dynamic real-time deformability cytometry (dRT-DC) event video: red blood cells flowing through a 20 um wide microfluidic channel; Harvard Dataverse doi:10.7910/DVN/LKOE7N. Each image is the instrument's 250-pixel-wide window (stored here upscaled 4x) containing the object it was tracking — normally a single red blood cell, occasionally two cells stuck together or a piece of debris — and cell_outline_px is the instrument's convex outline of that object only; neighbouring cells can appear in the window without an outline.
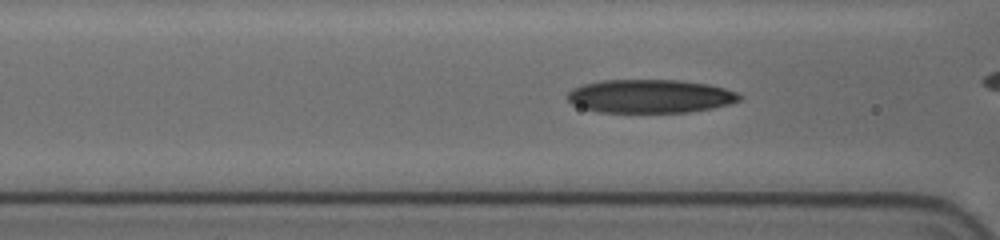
{"species": "human", "species_latin": "Homo sapiens", "temperature_condition": "cold", "stored_images_in_passage": 42, "camera_frame_rate_fps": 3000, "um_per_image_px": 0.085, "donor": {"sex": "female"}, "frame": {"image": 1, "passage_image": 18, "time_ms": 5.667, "image_size_px": [1000, 240], "cell_outline_px": [[744, 96], [740, 100], [728, 104], [712, 108], [688, 112], [596, 112], [572, 104], [564, 96], [572, 88], [584, 84], [600, 80], [680, 80], [708, 84], [724, 88], [736, 92]], "centroid_in_image_um": [55.24, 8.17], "position_along_channel_um": 111.4, "area_um2": 33.7}}
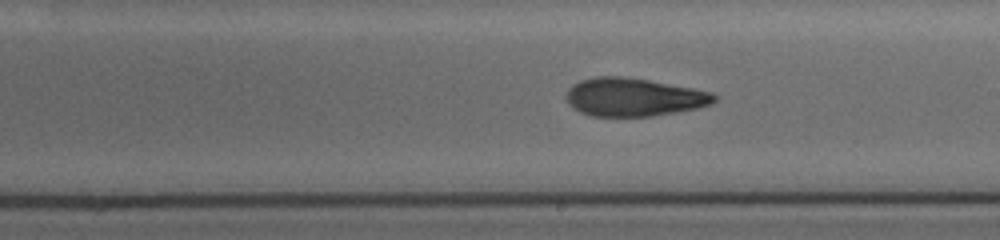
{"frame": {"image": 2, "passage_image": 28, "time_ms": 9.0, "image_size_px": [1000, 240], "cell_outline_px": [[720, 96], [712, 104], [696, 108], [676, 112], [652, 116], [592, 116], [580, 112], [572, 108], [568, 104], [564, 96], [568, 88], [572, 84], [580, 80], [596, 76], [620, 76], [648, 80], [692, 88], [712, 92]], "centroid_in_image_um": [53.84, 8.25], "position_along_channel_um": 235.2, "area_um2": 33.18}}
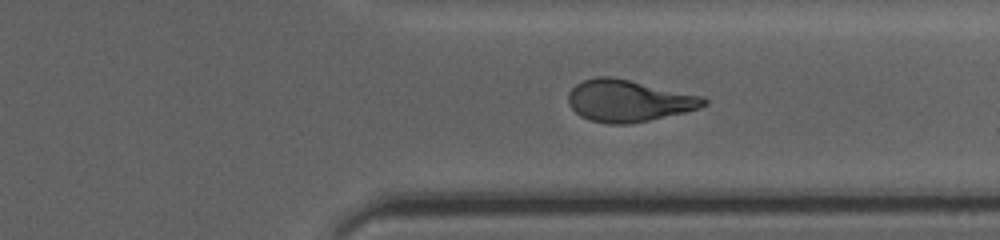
{"frame": {"image": 3, "passage_image": 38, "time_ms": 12.333, "image_size_px": [1000, 240], "cell_outline_px": [[708, 104], [700, 108], [684, 112], [648, 120], [628, 124], [608, 124], [588, 120], [580, 116], [568, 104], [568, 92], [576, 84], [584, 80], [596, 76], [612, 76], [704, 96], [708, 100]], "centroid_in_image_um": [53.42, 8.56], "position_along_channel_um": 358.0, "area_um2": 33.18}}